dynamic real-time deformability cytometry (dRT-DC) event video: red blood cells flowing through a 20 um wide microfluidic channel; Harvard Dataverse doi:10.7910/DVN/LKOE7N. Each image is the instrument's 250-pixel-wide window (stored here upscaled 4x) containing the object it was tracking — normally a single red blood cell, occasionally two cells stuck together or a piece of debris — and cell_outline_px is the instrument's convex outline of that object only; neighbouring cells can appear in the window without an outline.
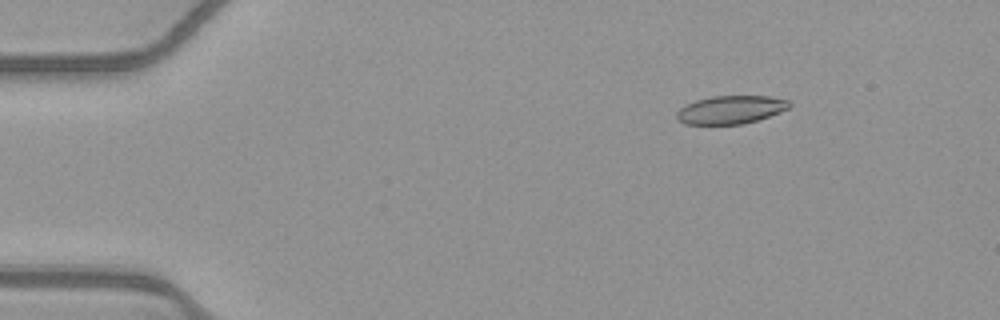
{"species": "common noctule bat (a hibernating species)", "species_latin": "Nyctalus noctula", "temperature_condition": "warm", "stored_images_in_passage": 40, "camera_frame_rate_fps": 3000, "um_per_image_px": 0.085, "animal": {"sex": "female", "body_mass_g": 21.9}, "frame": {"image": 1, "passage_image": 6, "time_ms": 1.667, "image_size_px": [1000, 320], "cell_outline_px": [[792, 104], [788, 108], [780, 112], [744, 124], [684, 124], [676, 120], [676, 112], [680, 108], [696, 100], [712, 96], [768, 96], [788, 100]], "centroid_in_image_um": [62.09, 9.33], "position_along_channel_um": 22.9, "area_um2": 18.44}}
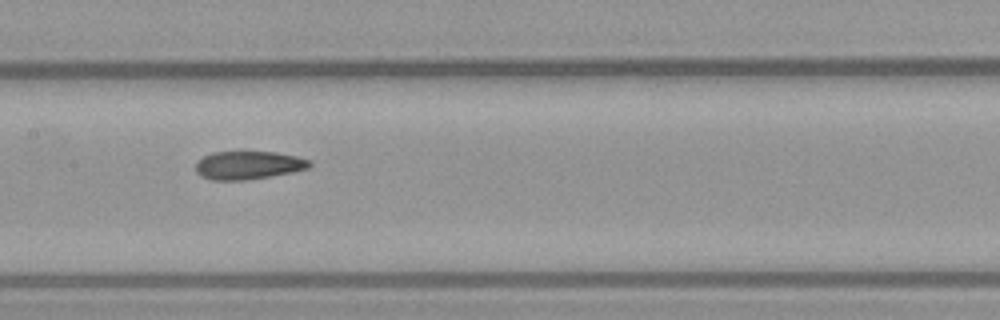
{"frame": {"image": 2, "passage_image": 25, "time_ms": 8.0, "image_size_px": [1000, 320], "cell_outline_px": [[312, 164], [308, 168], [292, 172], [248, 180], [212, 180], [200, 176], [196, 172], [196, 164], [204, 156], [212, 152], [276, 152], [296, 156], [312, 160]], "centroid_in_image_um": [21.12, 14.04], "position_along_channel_um": 186.3, "area_um2": 18.73}}
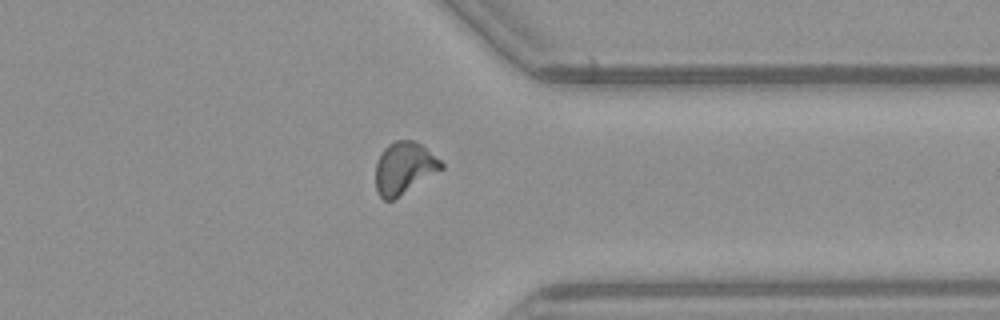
{"frame": {"image": 3, "passage_image": 40, "time_ms": 13.0, "image_size_px": [1000, 320], "cell_outline_px": [[444, 168], [392, 200], [384, 200], [380, 196], [376, 188], [376, 164], [380, 152], [388, 144], [396, 140], [412, 140], [420, 144], [440, 160], [444, 164]], "centroid_in_image_um": [34.33, 14.27], "position_along_channel_um": 377.1, "area_um2": 19.59}, "authors_computed_cell_mechanics": {"area_um2": 19.5075, "velocity_mm_per_s": 3.9094, "shape_relaxation_time_tau1_ms": null, "shape_relaxation_time_tau2_ms": 3.2555, "deformation_change_tau1": null, "deformation_change_tau2": 0.0978}}